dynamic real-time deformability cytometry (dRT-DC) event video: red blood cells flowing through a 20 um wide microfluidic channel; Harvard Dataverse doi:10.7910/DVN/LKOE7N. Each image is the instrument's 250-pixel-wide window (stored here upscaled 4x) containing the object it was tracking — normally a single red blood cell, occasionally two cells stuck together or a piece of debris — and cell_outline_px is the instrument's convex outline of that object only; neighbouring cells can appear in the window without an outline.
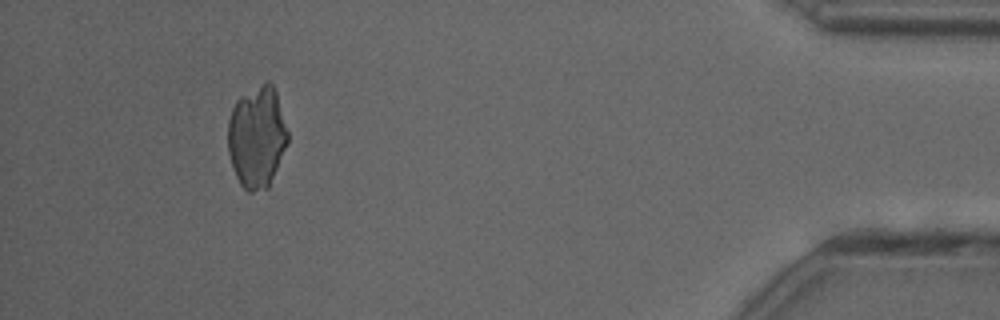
{"species": "common noctule bat (a hibernating species)", "species_latin": "Nyctalus noctula", "temperature_condition": "cold", "stored_images_in_passage": 40, "camera_frame_rate_fps": 3000, "um_per_image_px": 0.085, "animal": {"sex": "female"}, "frame": {"image": 1, "passage_image": 36, "time_ms": 11.667, "image_size_px": [1000, 320], "cell_outline_px": [[288, 144], [268, 188], [252, 192], [248, 192], [240, 184], [232, 168], [228, 152], [228, 120], [232, 108], [236, 100], [240, 96], [268, 80], [272, 84], [276, 92], [288, 132]], "centroid_in_image_um": [21.83, 11.66], "position_along_channel_um": 413.4, "area_um2": 35.6}}